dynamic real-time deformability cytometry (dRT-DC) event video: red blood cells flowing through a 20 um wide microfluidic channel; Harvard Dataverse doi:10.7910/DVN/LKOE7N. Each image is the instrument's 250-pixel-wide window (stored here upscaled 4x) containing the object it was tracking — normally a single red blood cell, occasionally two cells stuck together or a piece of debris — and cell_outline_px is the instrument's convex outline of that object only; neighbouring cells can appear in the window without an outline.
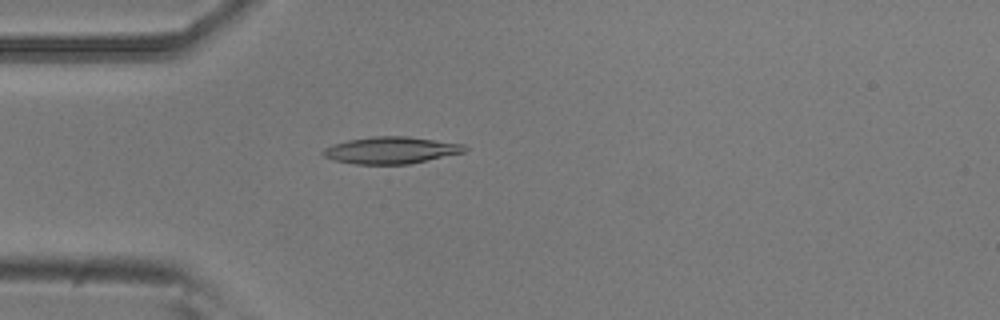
{"species": "common noctule bat (a hibernating species)", "species_latin": "Nyctalus noctula", "temperature_condition": "room temperature", "stored_images_in_passage": 52, "camera_frame_rate_fps": 3000, "um_per_image_px": 0.085, "animal": {"sex": "male", "body_mass_g": 20.5, "forearm_length_mm": 52.5}, "frame": {"image": 1, "passage_image": 14, "time_ms": 4.333, "image_size_px": [1000, 320], "cell_outline_px": [[468, 148], [464, 152], [408, 164], [356, 164], [332, 160], [324, 156], [320, 152], [324, 148], [332, 144], [348, 140], [372, 136], [408, 136], [464, 144]], "centroid_in_image_um": [33.2, 12.76], "position_along_channel_um": 51.8, "area_um2": 22.2}}
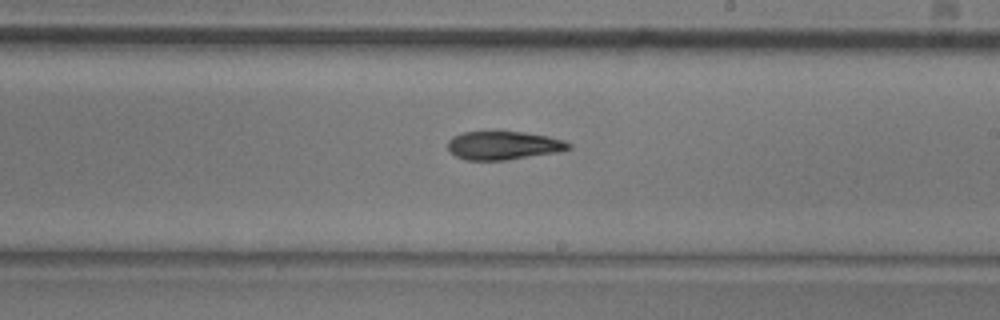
{"frame": {"image": 2, "passage_image": 30, "time_ms": 9.667, "image_size_px": [1000, 320], "cell_outline_px": [[572, 148], [560, 152], [504, 160], [464, 160], [456, 156], [448, 148], [448, 140], [452, 136], [464, 132], [524, 132], [548, 136], [564, 140], [572, 144]], "centroid_in_image_um": [42.83, 12.36], "position_along_channel_um": 246.2, "area_um2": 20.06}}
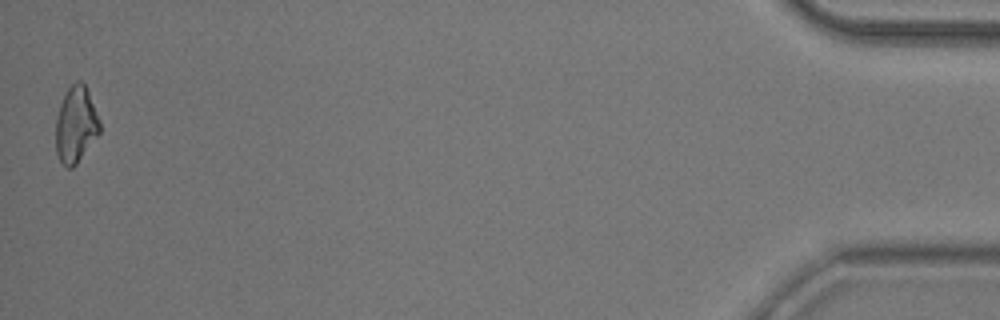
{"frame": {"image": 3, "passage_image": 52, "time_ms": 17.0, "image_size_px": [1000, 320], "cell_outline_px": [[100, 132], [76, 164], [72, 168], [68, 168], [60, 160], [56, 152], [56, 116], [60, 104], [68, 88], [76, 80], [80, 80], [84, 84], [88, 92], [100, 120]], "centroid_in_image_um": [6.44, 10.59], "position_along_channel_um": 428.8, "area_um2": 19.31}, "authors_computed_cell_mechanics": {"area_um2": 20.2878, "velocity_mm_per_s": 3.7809, "shape_relaxation_time_tau1_ms": 10.3628, "shape_relaxation_time_tau2_ms": 4.8374, "deformation_change_tau1": 0.2115, "deformation_change_tau2": 0.1303}}